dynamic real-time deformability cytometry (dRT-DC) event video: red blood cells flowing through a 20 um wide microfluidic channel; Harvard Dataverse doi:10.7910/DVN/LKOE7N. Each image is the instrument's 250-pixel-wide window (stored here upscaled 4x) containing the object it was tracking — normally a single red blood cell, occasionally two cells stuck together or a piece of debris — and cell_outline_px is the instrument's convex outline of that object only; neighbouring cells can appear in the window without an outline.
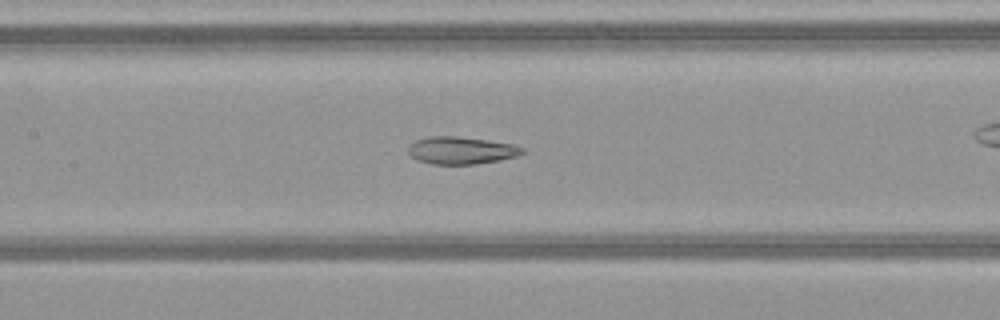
{"species": "common noctule bat (a hibernating species)", "species_latin": "Nyctalus noctula", "temperature_condition": "warm", "stored_images_in_passage": 41, "camera_frame_rate_fps": 3000, "um_per_image_px": 0.085, "animal": {"sex": "female", "body_mass_g": 21.9}, "frame": {"image": 1, "passage_image": 24, "time_ms": 7.667, "image_size_px": [1000, 320], "cell_outline_px": [[524, 152], [516, 156], [500, 160], [476, 164], [432, 164], [416, 160], [408, 152], [408, 148], [416, 140], [428, 136], [456, 136], [512, 144], [524, 148]], "centroid_in_image_um": [39.18, 12.79], "position_along_channel_um": 168.2, "area_um2": 18.03}}
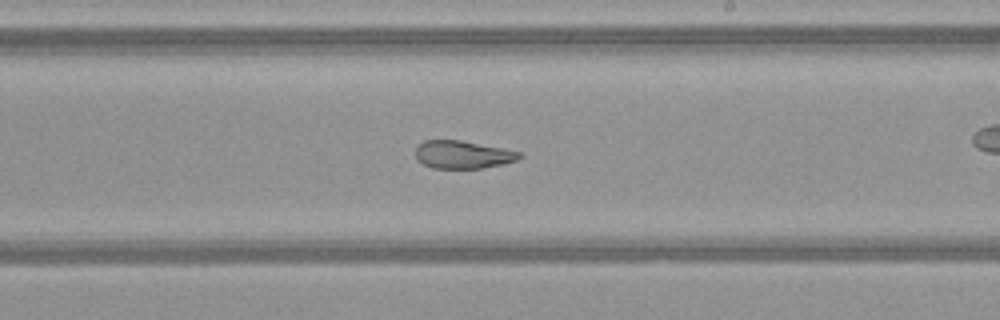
{"frame": {"image": 2, "passage_image": 30, "time_ms": 9.667, "image_size_px": [1000, 320], "cell_outline_px": [[524, 156], [516, 160], [504, 164], [484, 168], [432, 168], [416, 160], [416, 148], [424, 140], [460, 140], [524, 152]], "centroid_in_image_um": [39.38, 13.14], "position_along_channel_um": 249.6, "area_um2": 16.99}}